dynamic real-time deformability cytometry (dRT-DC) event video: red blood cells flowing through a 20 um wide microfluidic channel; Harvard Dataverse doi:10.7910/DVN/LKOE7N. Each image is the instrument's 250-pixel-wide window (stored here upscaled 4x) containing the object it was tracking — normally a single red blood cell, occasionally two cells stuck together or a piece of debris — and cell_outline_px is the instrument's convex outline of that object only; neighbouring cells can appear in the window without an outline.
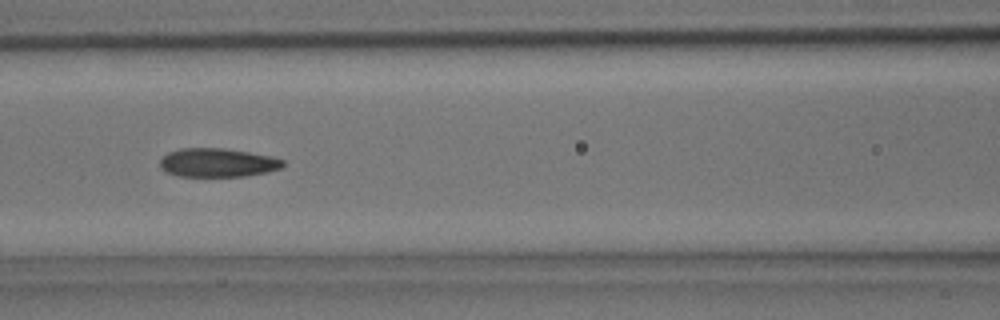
{"species": "common noctule bat (a hibernating species)", "species_latin": "Nyctalus noctula", "temperature_condition": "room temperature", "stored_images_in_passage": 38, "camera_frame_rate_fps": 3000, "um_per_image_px": 0.085, "animal": {"sex": "male", "body_mass_g": 15.6}, "frame": {"image": 1, "passage_image": 16, "time_ms": 5.0, "image_size_px": [1000, 320], "cell_outline_px": [[284, 164], [280, 168], [268, 172], [244, 176], [180, 176], [164, 172], [160, 168], [160, 160], [168, 152], [180, 148], [224, 148], [272, 156], [284, 160]], "centroid_in_image_um": [18.48, 13.82], "position_along_channel_um": 148.1, "area_um2": 20.63}}
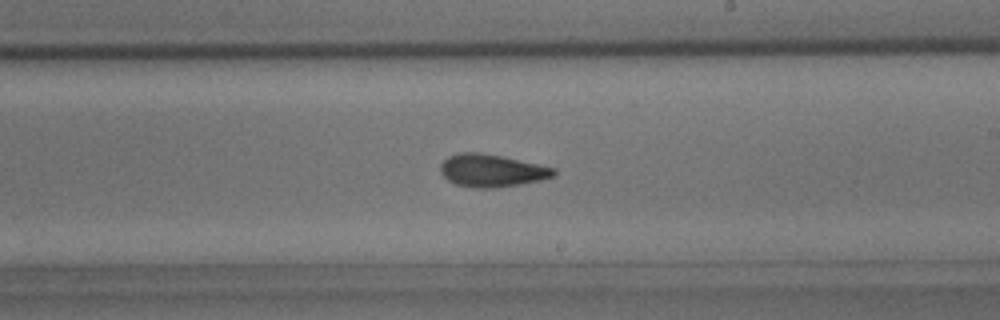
{"frame": {"image": 2, "passage_image": 22, "time_ms": 7.0, "image_size_px": [1000, 320], "cell_outline_px": [[556, 176], [540, 180], [520, 184], [496, 188], [472, 188], [456, 184], [448, 180], [440, 172], [440, 164], [448, 156], [456, 152], [476, 152], [500, 156], [556, 168]], "centroid_in_image_um": [41.77, 14.5], "position_along_channel_um": 247.2, "area_um2": 21.56}}